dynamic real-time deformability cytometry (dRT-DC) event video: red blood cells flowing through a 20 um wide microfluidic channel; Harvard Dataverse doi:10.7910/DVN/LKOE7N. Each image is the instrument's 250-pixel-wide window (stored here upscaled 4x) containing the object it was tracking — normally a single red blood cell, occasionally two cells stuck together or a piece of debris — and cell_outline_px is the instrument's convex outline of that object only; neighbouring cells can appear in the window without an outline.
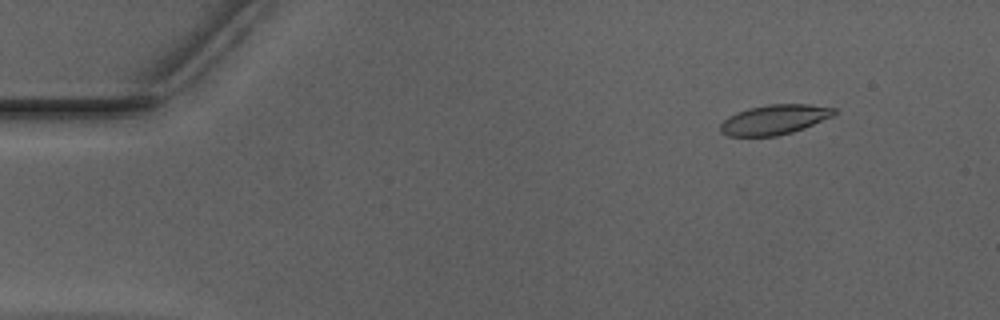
{"species": "Egyptian fruit bat (a non-hibernating species)", "species_latin": "Rousettus aegyptiacus", "temperature_condition": "warm", "stored_images_in_passage": 52, "camera_frame_rate_fps": 3000, "um_per_image_px": 0.085, "animal": {"sex": "male"}, "frame": {"image": 1, "passage_image": 6, "time_ms": 1.667, "image_size_px": [1000, 320], "cell_outline_px": [[836, 112], [832, 116], [804, 128], [792, 132], [776, 136], [728, 136], [720, 132], [720, 124], [728, 116], [736, 112], [748, 108], [768, 104], [808, 104], [836, 108]], "centroid_in_image_um": [65.8, 10.16], "position_along_channel_um": 19.2, "area_um2": 19.77}}
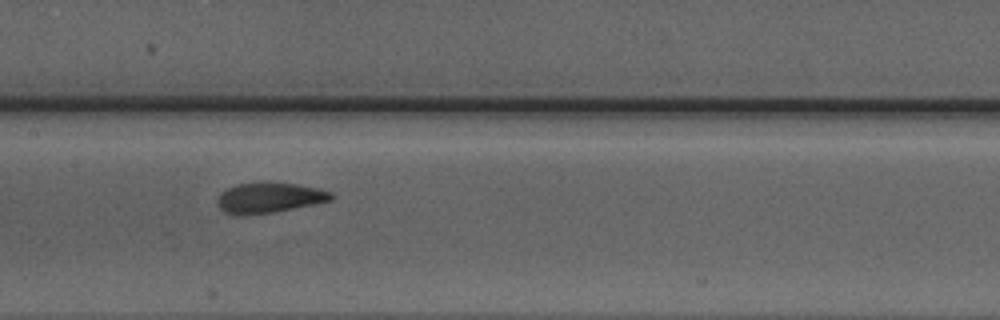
{"frame": {"image": 2, "passage_image": 26, "time_ms": 8.333, "image_size_px": [1000, 320], "cell_outline_px": [[336, 196], [332, 200], [276, 212], [244, 216], [236, 216], [224, 212], [216, 204], [216, 196], [220, 192], [236, 184], [268, 180], [296, 184], [316, 188], [332, 192]], "centroid_in_image_um": [22.83, 16.8], "position_along_channel_um": 184.6, "area_um2": 20.92}}
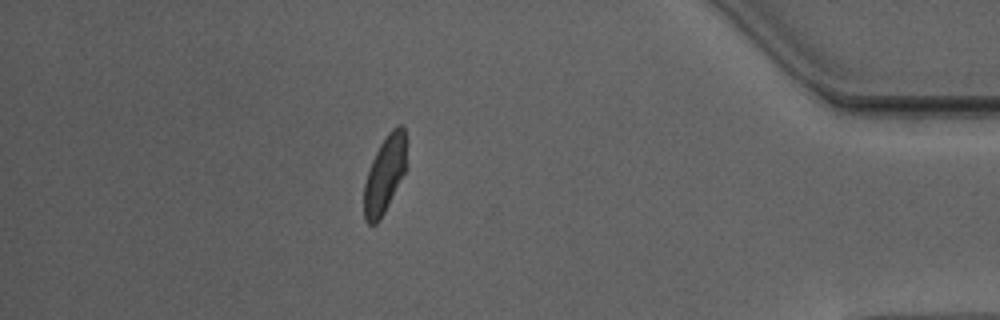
{"frame": {"image": 3, "passage_image": 46, "time_ms": 15.0, "image_size_px": [1000, 320], "cell_outline_px": [[408, 168], [380, 220], [376, 224], [368, 224], [364, 220], [364, 184], [372, 160], [380, 144], [388, 132], [396, 124], [404, 124]], "centroid_in_image_um": [32.74, 14.79], "position_along_channel_um": 402.5, "area_um2": 19.54}, "authors_computed_cell_mechanics": {"area_um2": 20.0566, "velocity_mm_per_s": 3.94, "shape_relaxation_time_tau1_ms": 3.76, "shape_relaxation_time_tau2_ms": 1.1708, "deformation_change_tau1": 0.1691, "deformation_change_tau2": 0.0825}}